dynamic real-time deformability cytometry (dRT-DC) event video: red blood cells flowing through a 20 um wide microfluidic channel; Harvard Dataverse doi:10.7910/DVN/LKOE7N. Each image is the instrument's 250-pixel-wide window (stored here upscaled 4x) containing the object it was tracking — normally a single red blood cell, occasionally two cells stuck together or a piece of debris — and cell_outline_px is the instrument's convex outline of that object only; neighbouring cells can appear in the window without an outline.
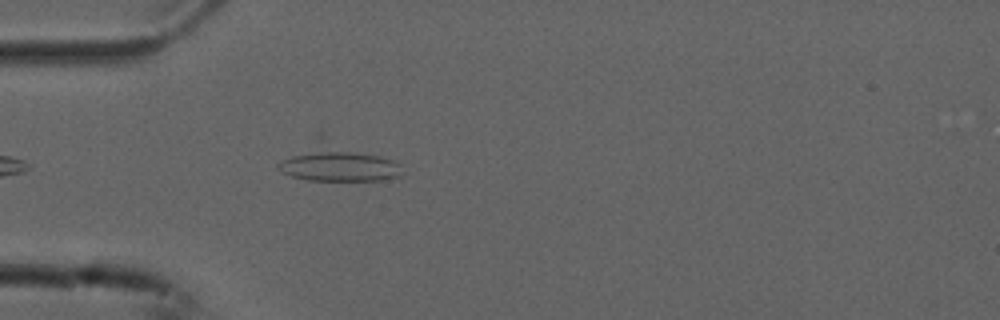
{"species": "common noctule bat (a hibernating species)", "species_latin": "Nyctalus noctula", "temperature_condition": "cold", "stored_images_in_passage": 38, "camera_frame_rate_fps": 3000, "um_per_image_px": 0.085, "animal": {"sex": "male", "forearm_length_mm": 52.5}, "frame": {"image": 1, "passage_image": 5, "time_ms": 1.333, "image_size_px": [1000, 320], "cell_outline_px": [[400, 176], [384, 180], [308, 180], [292, 176], [276, 168], [276, 164], [292, 156], [316, 152], [348, 152], [380, 156], [396, 160], [400, 164]], "centroid_in_image_um": [28.91, 14.17], "position_along_channel_um": 56.1, "area_um2": 20.98}}
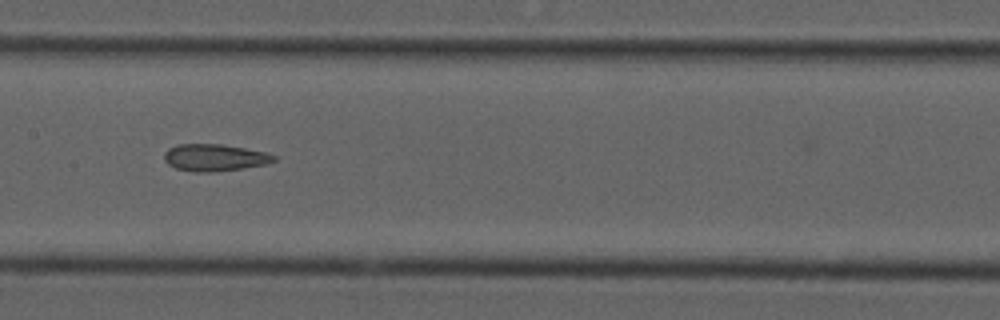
{"frame": {"image": 2, "passage_image": 16, "time_ms": 5.0, "image_size_px": [1000, 320], "cell_outline_px": [[276, 160], [264, 164], [244, 168], [212, 172], [196, 172], [176, 168], [168, 164], [164, 160], [164, 152], [168, 148], [176, 144], [220, 144], [244, 148], [264, 152], [276, 156]], "centroid_in_image_um": [18.2, 13.39], "position_along_channel_um": 189.2, "area_um2": 17.17}}
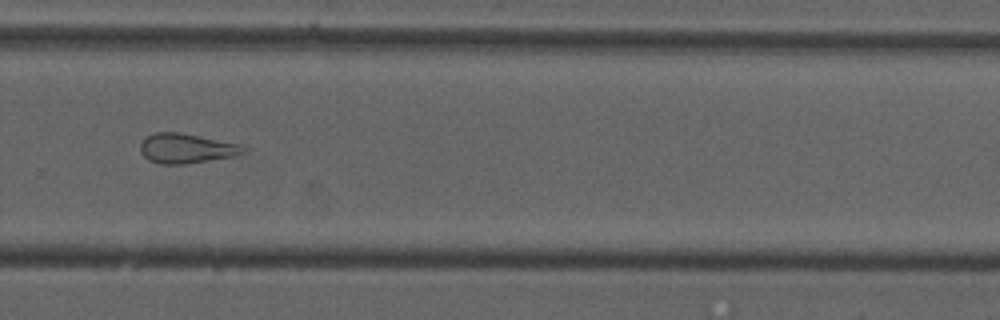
{"frame": {"image": 3, "passage_image": 26, "time_ms": 8.333, "image_size_px": [1000, 320], "cell_outline_px": [[248, 148], [244, 152], [232, 156], [184, 164], [160, 164], [148, 160], [140, 152], [140, 144], [148, 136], [156, 132], [180, 132], [240, 144]], "centroid_in_image_um": [15.82, 12.61], "position_along_channel_um": 314.0, "area_um2": 17.69}, "authors_computed_cell_mechanics": {"area_um2": 18.1203, "velocity_mm_per_s": 3.764, "shape_relaxation_time_tau1_ms": null, "shape_relaxation_time_tau2_ms": 3.8535, "deformation_change_tau1": null, "deformation_change_tau2": 0.1338}}